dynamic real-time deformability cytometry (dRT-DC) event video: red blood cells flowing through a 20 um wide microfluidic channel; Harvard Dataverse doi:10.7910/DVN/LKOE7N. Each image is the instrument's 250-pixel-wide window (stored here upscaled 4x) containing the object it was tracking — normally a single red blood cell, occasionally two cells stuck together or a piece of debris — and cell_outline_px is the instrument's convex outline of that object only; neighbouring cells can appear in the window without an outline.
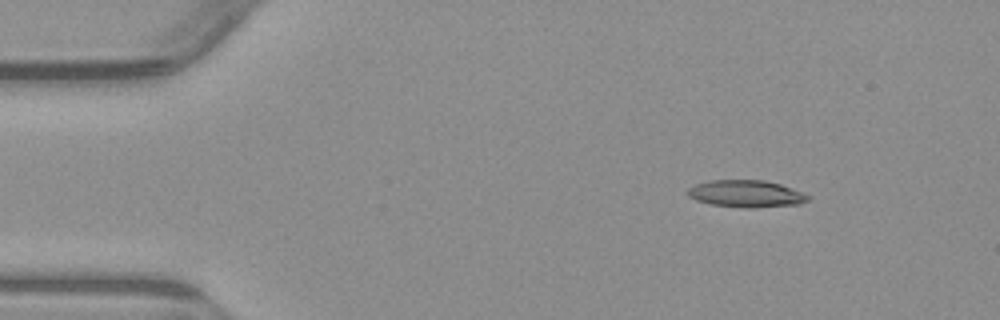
{"species": "common noctule bat (a hibernating species)", "species_latin": "Nyctalus noctula", "temperature_condition": "warm", "stored_images_in_passage": 4, "camera_frame_rate_fps": 3000, "um_per_image_px": 0.085, "animal": {"sex": "male", "body_mass_g": 23.1, "forearm_length_mm": 52.7}, "frame": {"image": 1, "passage_image": 2, "time_ms": 2.0, "image_size_px": [1000, 320], "cell_outline_px": [[812, 196], [808, 200], [800, 204], [756, 208], [744, 208], [712, 204], [696, 200], [688, 196], [684, 192], [688, 188], [696, 184], [708, 180], [764, 180], [780, 184], [804, 192]], "centroid_in_image_um": [63.43, 16.47], "position_along_channel_um": 21.6, "area_um2": 19.25}}
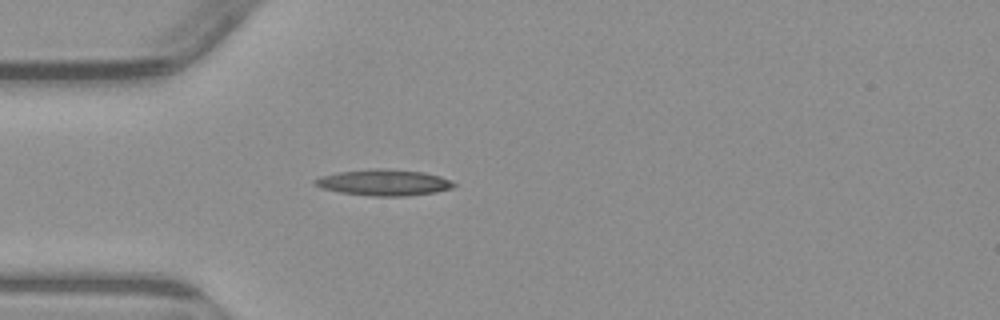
{"frame": {"image": 2, "passage_image": 4, "time_ms": 4.667, "image_size_px": [1000, 320], "cell_outline_px": [[456, 184], [452, 188], [436, 192], [404, 196], [372, 196], [340, 192], [320, 188], [312, 184], [312, 180], [320, 176], [336, 172], [372, 168], [384, 168], [424, 172], [440, 176], [452, 180]], "centroid_in_image_um": [32.59, 15.5], "position_along_channel_um": 52.4, "area_um2": 21.44}}